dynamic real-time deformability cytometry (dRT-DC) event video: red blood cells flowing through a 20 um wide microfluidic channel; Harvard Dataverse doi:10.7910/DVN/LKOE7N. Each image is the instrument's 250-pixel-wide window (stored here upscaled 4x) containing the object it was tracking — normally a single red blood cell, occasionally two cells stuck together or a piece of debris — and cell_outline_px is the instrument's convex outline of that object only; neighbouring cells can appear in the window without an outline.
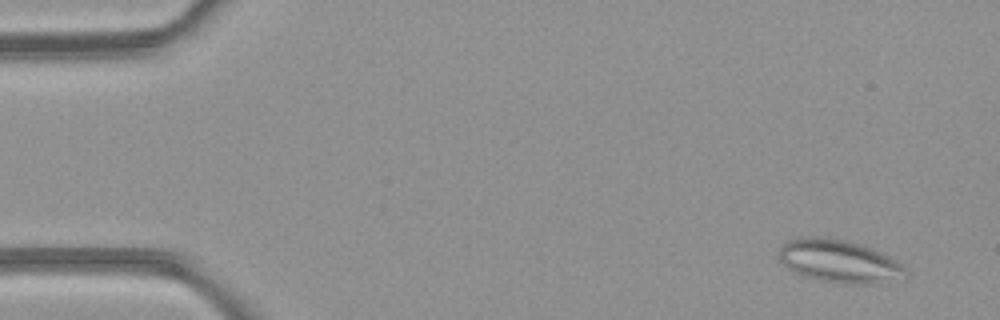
{"species": "common noctule bat (a hibernating species)", "species_latin": "Nyctalus noctula", "temperature_condition": "room temperature", "stored_images_in_passage": 4, "camera_frame_rate_fps": 3000, "um_per_image_px": 0.085, "animal": {"sex": "female", "body_mass_g": 21.9}, "frame": {"image": 1, "passage_image": 1, "time_ms": 0.0, "image_size_px": [1000, 320], "cell_outline_px": [[908, 272], [880, 284], [844, 284], [820, 280], [804, 276], [788, 268], [780, 260], [776, 252], [780, 244], [784, 240], [796, 236], [828, 236], [860, 244], [872, 248], [896, 260]], "centroid_in_image_um": [71.21, 22.16], "position_along_channel_um": 13.8, "area_um2": 31.96}}